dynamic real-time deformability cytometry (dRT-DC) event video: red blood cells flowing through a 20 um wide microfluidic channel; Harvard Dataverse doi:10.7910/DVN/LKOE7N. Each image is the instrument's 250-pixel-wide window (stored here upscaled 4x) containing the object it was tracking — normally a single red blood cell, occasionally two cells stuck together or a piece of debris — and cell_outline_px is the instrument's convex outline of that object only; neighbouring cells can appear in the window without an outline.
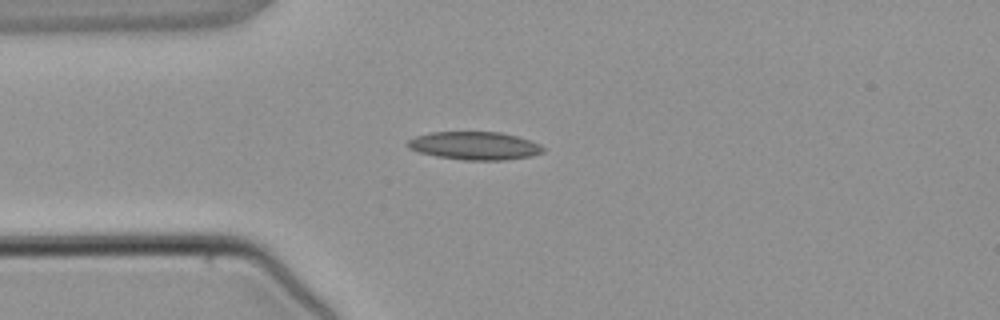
{"species": "common noctule bat (a hibernating species)", "species_latin": "Nyctalus noctula", "temperature_condition": "warm", "stored_images_in_passage": 4, "camera_frame_rate_fps": 3000, "um_per_image_px": 0.085, "animal": {"sex": "male", "body_mass_g": 21.5, "forearm_length_mm": 52.0}, "frame": {"image": 1, "passage_image": 3, "time_ms": 2.333, "image_size_px": [1000, 320], "cell_outline_px": [[544, 152], [532, 156], [504, 160], [464, 160], [436, 156], [420, 152], [408, 148], [408, 140], [416, 136], [432, 132], [500, 132], [516, 136], [540, 144], [544, 148]], "centroid_in_image_um": [40.36, 12.39], "position_along_channel_um": 44.6, "area_um2": 22.02}}
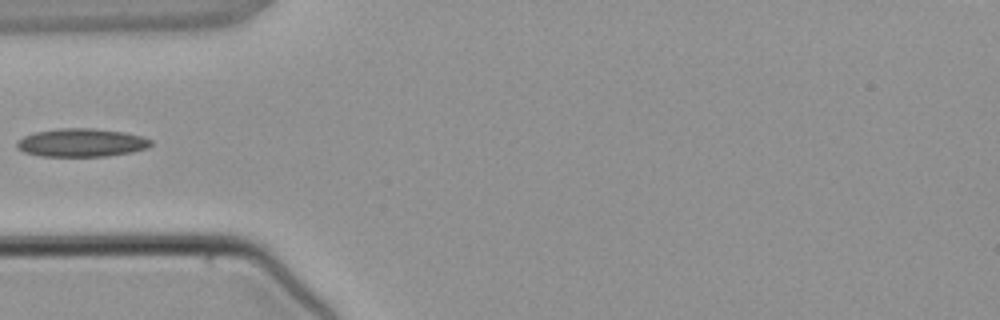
{"frame": {"image": 2, "passage_image": 4, "time_ms": 3.333, "image_size_px": [1000, 320], "cell_outline_px": [[152, 144], [148, 148], [132, 152], [104, 156], [40, 156], [24, 152], [16, 148], [16, 144], [24, 136], [36, 132], [60, 128], [92, 128], [124, 132], [144, 136], [152, 140]], "centroid_in_image_um": [6.96, 12.12], "position_along_channel_um": 78.0, "area_um2": 22.08}}